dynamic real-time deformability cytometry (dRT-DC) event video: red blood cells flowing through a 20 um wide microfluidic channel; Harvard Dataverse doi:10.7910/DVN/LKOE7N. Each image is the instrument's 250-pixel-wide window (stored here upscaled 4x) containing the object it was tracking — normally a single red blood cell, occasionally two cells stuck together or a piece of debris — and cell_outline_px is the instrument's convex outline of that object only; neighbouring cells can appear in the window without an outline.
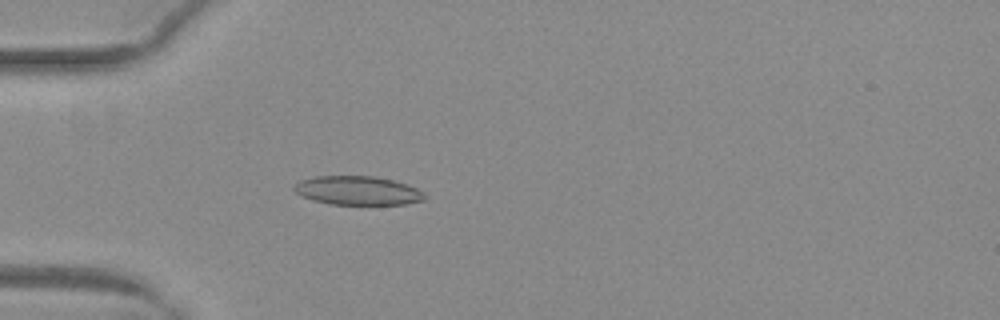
{"species": "common noctule bat (a hibernating species)", "species_latin": "Nyctalus noctula", "temperature_condition": "warm", "stored_images_in_passage": 52, "camera_frame_rate_fps": 3000, "um_per_image_px": 0.085, "animal": {"sex": "female", "body_mass_g": 29.2, "forearm_length_mm": 56.3}, "frame": {"image": 1, "passage_image": 16, "time_ms": 5.0, "image_size_px": [1000, 320], "cell_outline_px": [[428, 196], [424, 200], [408, 204], [332, 204], [312, 200], [296, 192], [292, 188], [292, 184], [300, 180], [316, 176], [376, 176], [408, 184], [424, 192]], "centroid_in_image_um": [30.42, 16.19], "position_along_channel_um": 54.6, "area_um2": 22.08}}
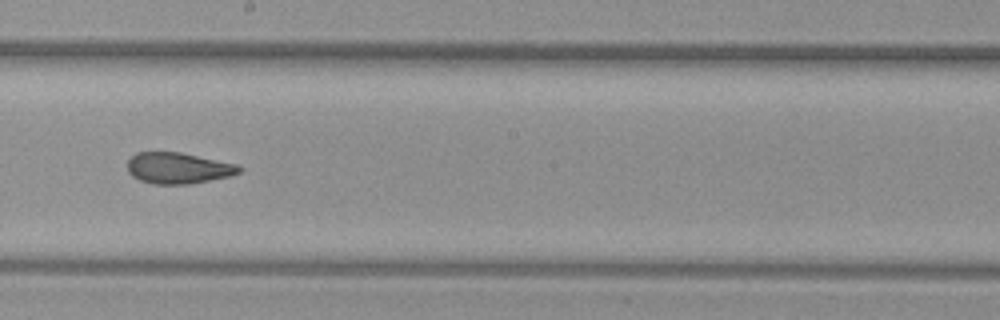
{"frame": {"image": 2, "passage_image": 30, "time_ms": 9.667, "image_size_px": [1000, 320], "cell_outline_px": [[244, 168], [240, 172], [228, 176], [188, 184], [152, 184], [140, 180], [132, 176], [128, 172], [128, 160], [136, 152], [180, 152], [240, 164]], "centroid_in_image_um": [15.16, 14.28], "position_along_channel_um": 233.0, "area_um2": 20.35}}
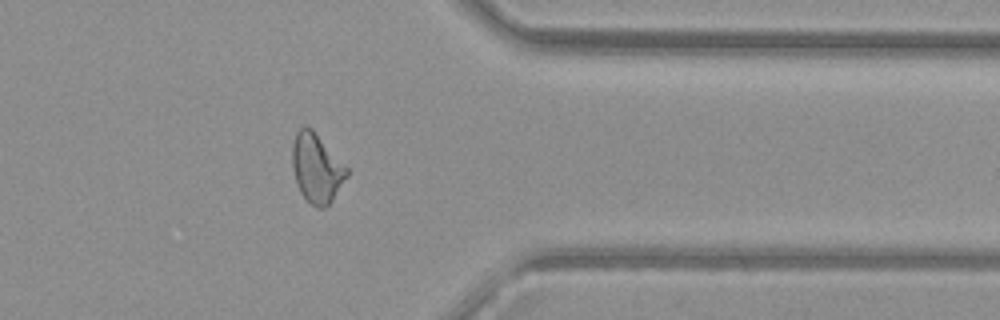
{"frame": {"image": 3, "passage_image": 42, "time_ms": 13.667, "image_size_px": [1000, 320], "cell_outline_px": [[348, 176], [332, 200], [324, 208], [316, 208], [300, 192], [296, 184], [292, 168], [292, 144], [296, 132], [300, 128], [312, 128], [348, 168]], "centroid_in_image_um": [26.9, 14.3], "position_along_channel_um": 384.5, "area_um2": 21.85}, "authors_computed_cell_mechanics": {"area_um2": 21.9351, "velocity_mm_per_s": 4.04, "shape_relaxation_time_tau1_ms": null, "shape_relaxation_time_tau2_ms": 1.5213, "deformation_change_tau1": null, "deformation_change_tau2": 0.0777}}